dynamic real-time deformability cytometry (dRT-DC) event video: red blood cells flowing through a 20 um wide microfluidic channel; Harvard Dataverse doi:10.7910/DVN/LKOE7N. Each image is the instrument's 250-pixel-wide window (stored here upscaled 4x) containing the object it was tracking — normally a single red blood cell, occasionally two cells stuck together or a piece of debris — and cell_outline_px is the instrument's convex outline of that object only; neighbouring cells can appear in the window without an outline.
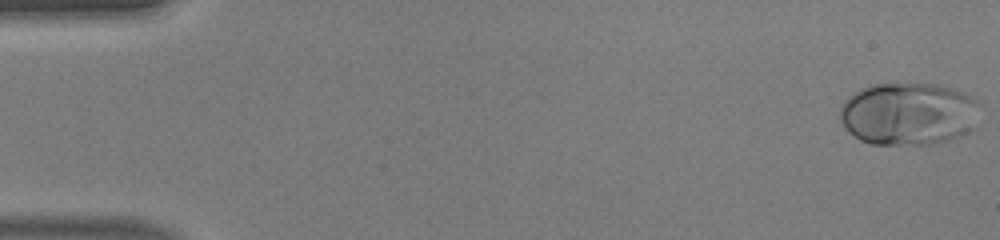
{"species": "human", "species_latin": "Homo sapiens", "temperature_condition": "warm", "stored_images_in_passage": 49, "camera_frame_rate_fps": 3000, "um_per_image_px": 0.085, "donor": {"sex": "male"}, "frame": {"image": 1, "passage_image": 1, "time_ms": 0.0, "image_size_px": [1000, 240], "cell_outline_px": [[984, 104], [972, 128], [968, 132], [960, 136], [948, 140], [928, 144], [872, 144], [860, 140], [840, 120], [840, 108], [856, 92], [864, 88], [876, 84], [936, 84], [952, 88], [964, 92], [980, 100]], "centroid_in_image_um": [77.33, 9.67], "position_along_channel_um": 7.7, "area_um2": 50.98}}
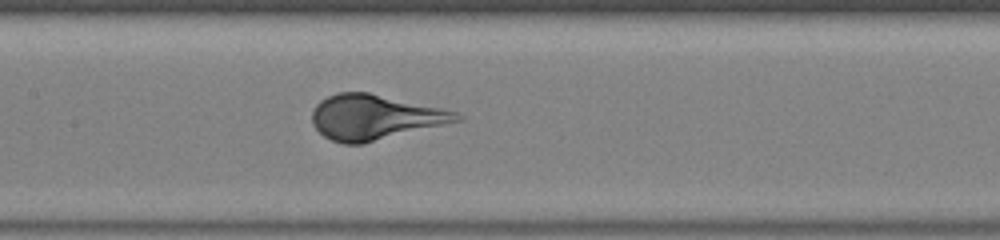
{"frame": {"image": 2, "passage_image": 24, "time_ms": 7.667, "image_size_px": [1000, 240], "cell_outline_px": [[464, 120], [364, 144], [344, 144], [332, 140], [324, 136], [312, 124], [312, 112], [316, 104], [320, 100], [336, 92], [368, 92], [440, 108], [456, 112], [464, 116]], "centroid_in_image_um": [31.85, 9.97], "position_along_channel_um": 175.5, "area_um2": 37.97}}
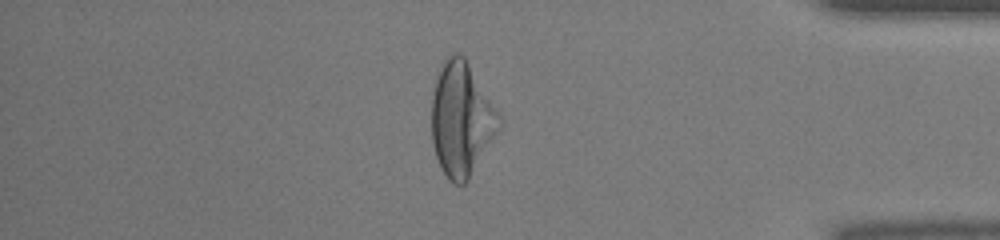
{"frame": {"image": 3, "passage_image": 42, "time_ms": 13.667, "image_size_px": [1000, 240], "cell_outline_px": [[500, 116], [492, 136], [468, 180], [464, 184], [452, 184], [448, 180], [436, 156], [432, 144], [432, 92], [440, 68], [444, 60], [448, 56], [456, 52], [464, 56]], "centroid_in_image_um": [39.15, 10.11], "position_along_channel_um": 396.1, "area_um2": 43.29}}